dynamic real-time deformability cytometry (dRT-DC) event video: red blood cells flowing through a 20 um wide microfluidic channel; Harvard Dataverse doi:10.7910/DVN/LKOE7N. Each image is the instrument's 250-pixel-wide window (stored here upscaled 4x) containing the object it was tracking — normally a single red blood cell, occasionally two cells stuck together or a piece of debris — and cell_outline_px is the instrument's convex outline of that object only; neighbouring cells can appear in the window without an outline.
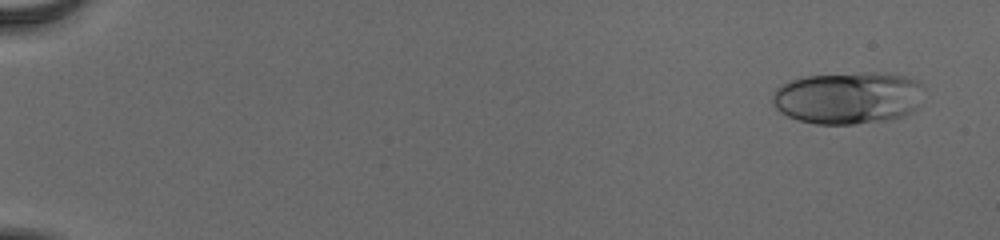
{"species": "human", "species_latin": "Homo sapiens", "temperature_condition": "cold", "stored_images_in_passage": 55, "camera_frame_rate_fps": 3000, "um_per_image_px": 0.085, "donor": {"sex": "male"}, "frame": {"image": 1, "passage_image": 4, "time_ms": 1.0, "image_size_px": [1000, 240], "cell_outline_px": [[924, 88], [916, 108], [912, 112], [900, 116], [884, 120], [852, 124], [816, 124], [800, 120], [788, 116], [780, 112], [772, 104], [772, 96], [776, 88], [780, 84], [792, 80], [808, 76], [864, 72], [872, 72], [904, 76], [916, 80]], "centroid_in_image_um": [72.05, 8.31], "position_along_channel_um": 12.9, "area_um2": 45.89}}
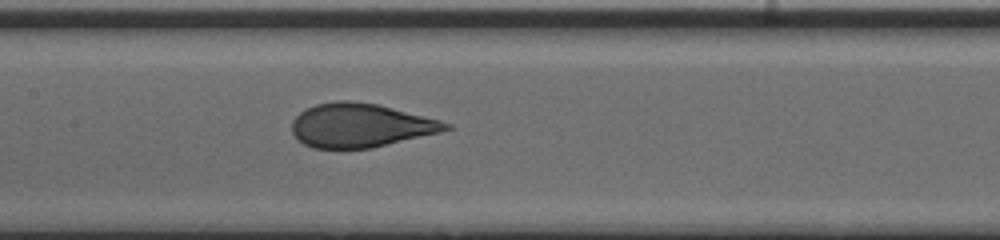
{"frame": {"image": 2, "passage_image": 30, "time_ms": 9.667, "image_size_px": [1000, 240], "cell_outline_px": [[452, 128], [440, 132], [372, 148], [312, 148], [296, 140], [292, 132], [292, 120], [304, 108], [316, 104], [336, 100], [348, 100], [380, 104], [440, 120], [452, 124]], "centroid_in_image_um": [30.61, 10.65], "position_along_channel_um": 176.8, "area_um2": 39.59}}
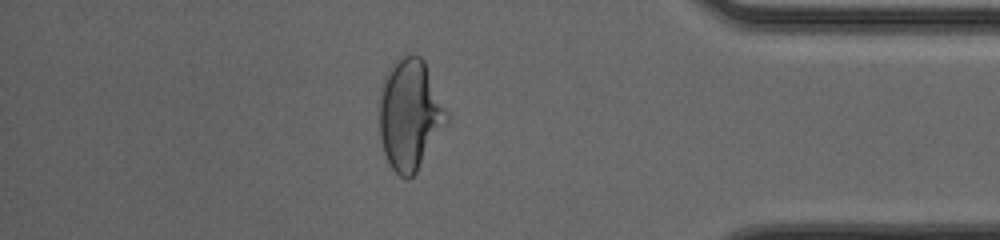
{"frame": {"image": 3, "passage_image": 49, "time_ms": 16.0, "image_size_px": [1000, 240], "cell_outline_px": [[448, 120], [416, 172], [408, 180], [404, 180], [388, 164], [384, 152], [380, 136], [380, 88], [384, 76], [388, 68], [404, 52], [420, 56], [424, 60], [448, 116]], "centroid_in_image_um": [34.8, 9.71], "position_along_channel_um": 400.4, "area_um2": 43.18}}